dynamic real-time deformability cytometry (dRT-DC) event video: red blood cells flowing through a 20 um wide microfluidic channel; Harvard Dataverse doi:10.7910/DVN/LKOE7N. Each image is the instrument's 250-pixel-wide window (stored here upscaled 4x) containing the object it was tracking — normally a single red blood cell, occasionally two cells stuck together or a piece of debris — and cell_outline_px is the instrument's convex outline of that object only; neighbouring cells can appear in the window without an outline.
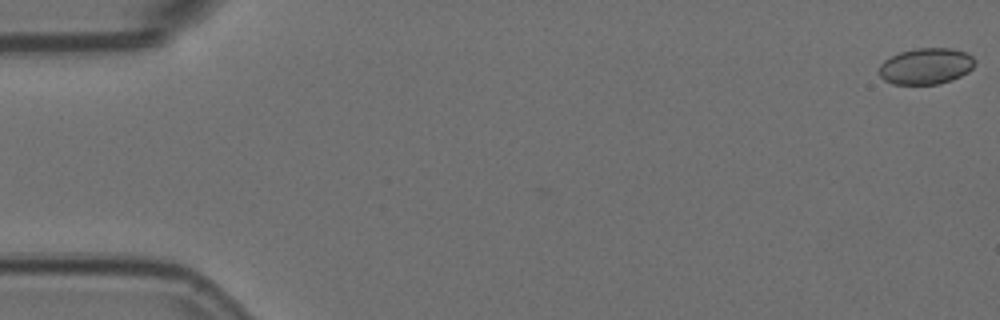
{"species": "Egyptian fruit bat (a non-hibernating species)", "species_latin": "Rousettus aegyptiacus", "temperature_condition": "room temperature", "stored_images_in_passage": 14, "camera_frame_rate_fps": 3000, "um_per_image_px": 0.085, "animal": {"sex": "female"}, "frame": {"image": 1, "passage_image": 1, "time_ms": 0.0, "image_size_px": [1000, 320], "cell_outline_px": [[976, 64], [968, 72], [952, 80], [936, 84], [892, 84], [884, 80], [880, 76], [880, 64], [884, 60], [900, 52], [916, 48], [952, 48], [968, 52], [976, 60]], "centroid_in_image_um": [78.74, 5.61], "position_along_channel_um": 6.3, "area_um2": 20.35}}
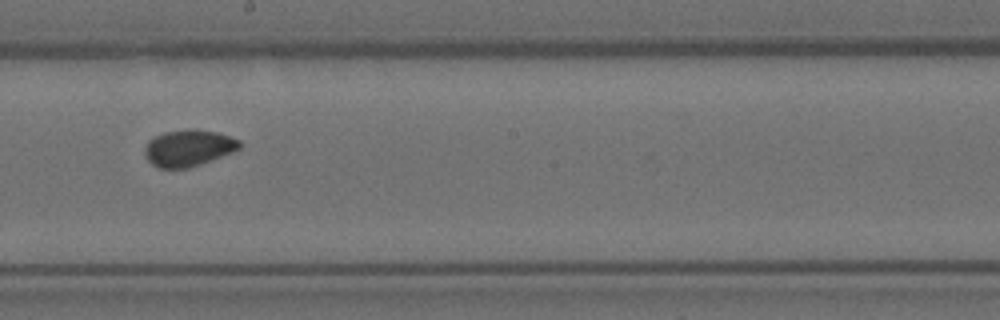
{"frame": {"image": 2, "passage_image": 8, "time_ms": 2.333, "image_size_px": [1000, 320], "cell_outline_px": [[240, 148], [232, 152], [200, 164], [188, 168], [160, 168], [152, 164], [144, 156], [144, 148], [148, 140], [164, 132], [188, 128], [216, 132], [240, 140]], "centroid_in_image_um": [15.98, 12.57], "position_along_channel_um": 232.2, "area_um2": 20.11}}
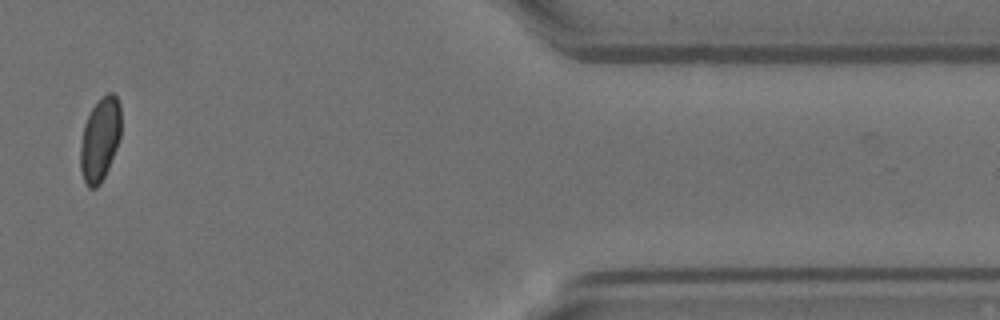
{"frame": {"image": 3, "passage_image": 13, "time_ms": 4.0, "image_size_px": [1000, 320], "cell_outline_px": [[120, 136], [116, 148], [108, 168], [100, 184], [96, 188], [88, 188], [84, 180], [80, 168], [80, 148], [84, 124], [92, 108], [108, 92], [112, 92], [116, 96], [120, 104]], "centroid_in_image_um": [8.49, 11.86], "position_along_channel_um": 402.9, "area_um2": 19.54}}